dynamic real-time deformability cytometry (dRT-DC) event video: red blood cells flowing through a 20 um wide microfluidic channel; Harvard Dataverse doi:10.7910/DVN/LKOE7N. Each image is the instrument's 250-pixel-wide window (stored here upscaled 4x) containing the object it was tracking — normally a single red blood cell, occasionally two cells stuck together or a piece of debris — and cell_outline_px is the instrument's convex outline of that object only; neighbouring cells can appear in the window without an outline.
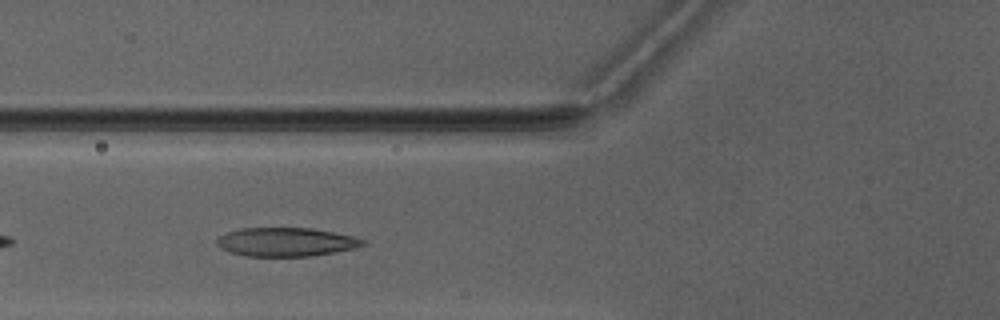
{"species": "Egyptian fruit bat (a non-hibernating species)", "species_latin": "Rousettus aegyptiacus", "temperature_condition": "warm", "stored_images_in_passage": 6, "camera_frame_rate_fps": 3000, "um_per_image_px": 0.085, "animal": {"sex": "male"}, "frame": {"image": 1, "passage_image": 4, "time_ms": 4.333, "image_size_px": [1000, 320], "cell_outline_px": [[368, 244], [356, 248], [336, 252], [312, 256], [248, 256], [232, 252], [220, 248], [216, 244], [216, 236], [240, 228], [312, 228], [352, 236], [368, 240]], "centroid_in_image_um": [24.34, 20.56], "position_along_channel_um": 101.5, "area_um2": 24.62}}
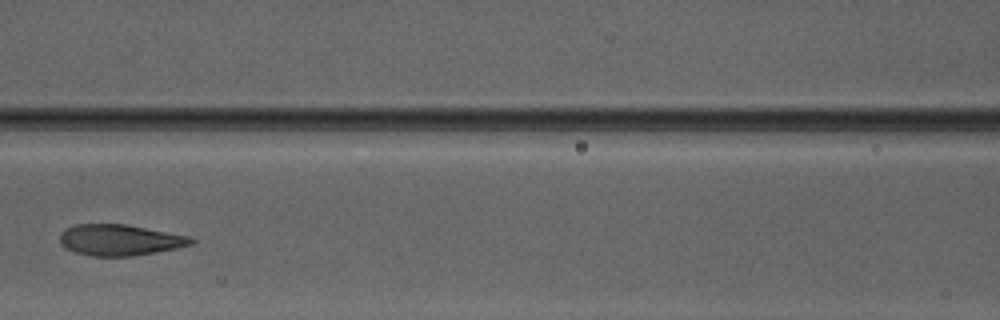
{"frame": {"image": 2, "passage_image": 5, "time_ms": 5.667, "image_size_px": [1000, 320], "cell_outline_px": [[196, 240], [192, 244], [176, 248], [132, 256], [92, 256], [76, 252], [60, 244], [60, 232], [76, 224], [124, 224], [188, 236]], "centroid_in_image_um": [10.16, 20.4], "position_along_channel_um": 156.4, "area_um2": 23.41}}
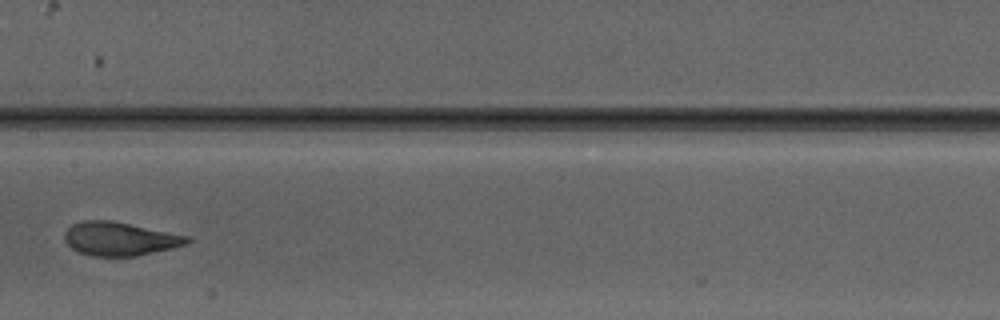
{"frame": {"image": 3, "passage_image": 6, "time_ms": 6.667, "image_size_px": [1000, 320], "cell_outline_px": [[192, 240], [188, 244], [172, 248], [136, 256], [92, 256], [80, 252], [72, 248], [64, 240], [64, 232], [72, 224], [84, 220], [112, 220], [192, 236]], "centroid_in_image_um": [10.22, 20.29], "position_along_channel_um": 197.2, "area_um2": 24.22}}